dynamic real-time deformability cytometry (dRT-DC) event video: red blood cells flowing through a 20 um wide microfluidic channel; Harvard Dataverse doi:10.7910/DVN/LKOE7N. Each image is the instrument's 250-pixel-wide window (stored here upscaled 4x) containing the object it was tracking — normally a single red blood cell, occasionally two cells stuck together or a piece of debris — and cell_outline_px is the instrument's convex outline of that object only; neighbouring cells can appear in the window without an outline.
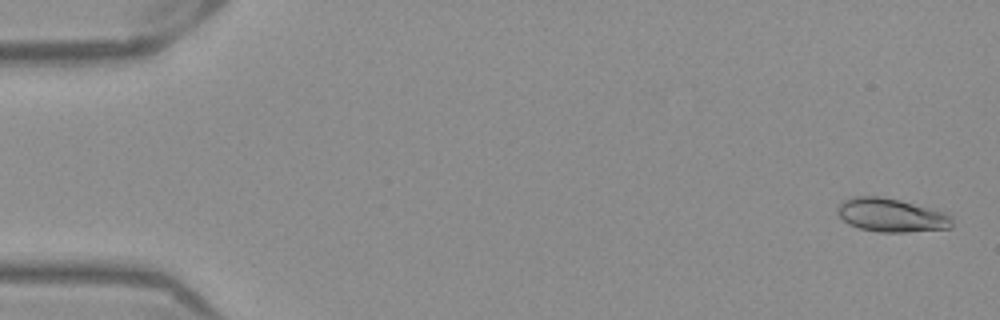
{"species": "Egyptian fruit bat (a non-hibernating species)", "species_latin": "Rousettus aegyptiacus", "temperature_condition": "warm", "stored_images_in_passage": 53, "camera_frame_rate_fps": 3000, "um_per_image_px": 0.085, "frame": {"image": 1, "passage_image": 2, "time_ms": 0.333, "image_size_px": [1000, 320], "cell_outline_px": [[952, 228], [908, 232], [880, 232], [860, 228], [848, 224], [836, 212], [836, 208], [844, 200], [852, 196], [880, 196], [900, 200], [932, 208], [944, 212], [952, 216]], "centroid_in_image_um": [75.77, 18.28], "position_along_channel_um": 9.2, "area_um2": 22.54}}
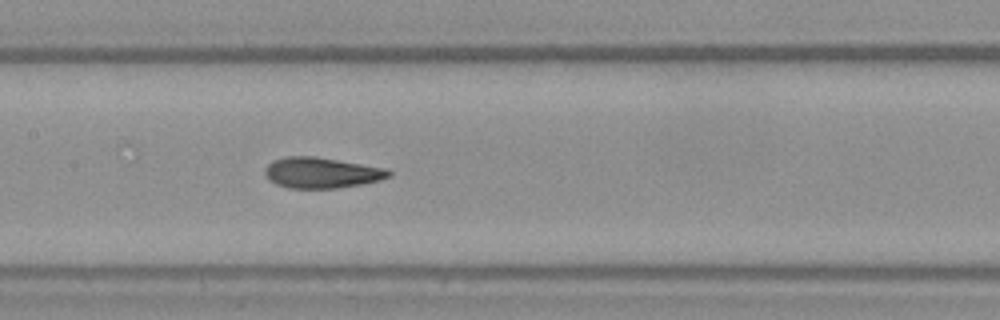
{"frame": {"image": 2, "passage_image": 26, "time_ms": 8.333, "image_size_px": [1000, 320], "cell_outline_px": [[392, 176], [380, 180], [360, 184], [336, 188], [288, 188], [276, 184], [268, 180], [264, 172], [264, 168], [272, 160], [288, 156], [312, 156], [384, 168], [392, 172]], "centroid_in_image_um": [27.28, 14.69], "position_along_channel_um": 180.1, "area_um2": 22.02}}
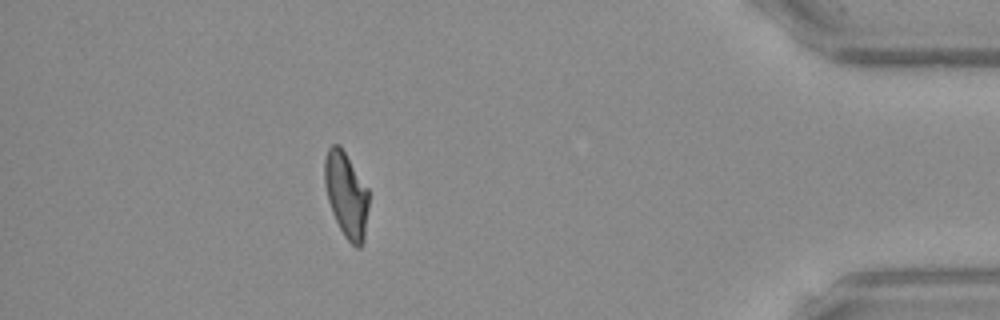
{"frame": {"image": 3, "passage_image": 47, "time_ms": 15.333, "image_size_px": [1000, 320], "cell_outline_px": [[368, 208], [364, 240], [360, 248], [356, 248], [344, 236], [332, 212], [328, 200], [324, 184], [324, 160], [328, 148], [332, 144], [340, 144], [368, 188]], "centroid_in_image_um": [29.43, 16.54], "position_along_channel_um": 405.8, "area_um2": 22.02}, "authors_computed_cell_mechanics": {"area_um2": 22.1374, "velocity_mm_per_s": 3.9163, "shape_relaxation_time_tau1_ms": 4.168, "shape_relaxation_time_tau2_ms": 1.335, "deformation_change_tau1": 0.1977, "deformation_change_tau2": 0.0931}}